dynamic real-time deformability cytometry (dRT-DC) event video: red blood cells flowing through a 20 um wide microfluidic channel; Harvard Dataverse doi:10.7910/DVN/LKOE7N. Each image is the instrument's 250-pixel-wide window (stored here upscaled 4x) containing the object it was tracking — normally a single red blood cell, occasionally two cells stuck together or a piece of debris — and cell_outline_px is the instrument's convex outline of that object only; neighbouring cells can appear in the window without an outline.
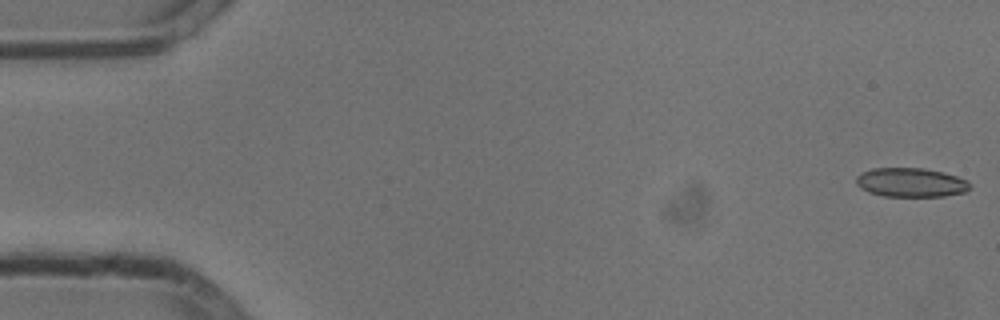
{"species": "common noctule bat (a hibernating species)", "species_latin": "Nyctalus noctula", "temperature_condition": "cold", "stored_images_in_passage": 54, "camera_frame_rate_fps": 3000, "um_per_image_px": 0.085, "animal": {"sex": "male", "body_mass_g": 13.3}, "frame": {"image": 1, "passage_image": 1, "time_ms": 0.0, "image_size_px": [1000, 320], "cell_outline_px": [[972, 188], [964, 192], [944, 196], [884, 196], [868, 192], [860, 188], [856, 184], [856, 176], [860, 172], [872, 168], [924, 168], [944, 172], [968, 180], [972, 184]], "centroid_in_image_um": [77.43, 15.5], "position_along_channel_um": 7.6, "area_um2": 19.54}}
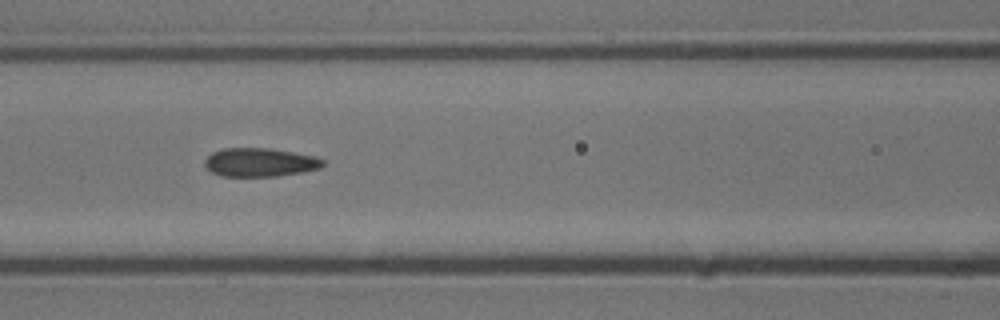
{"frame": {"image": 2, "passage_image": 23, "time_ms": 7.333, "image_size_px": [1000, 320], "cell_outline_px": [[324, 164], [320, 168], [300, 172], [276, 176], [220, 176], [212, 172], [204, 164], [204, 160], [212, 152], [224, 148], [268, 148], [316, 156], [324, 160]], "centroid_in_image_um": [22.08, 13.79], "position_along_channel_um": 144.5, "area_um2": 19.59}}
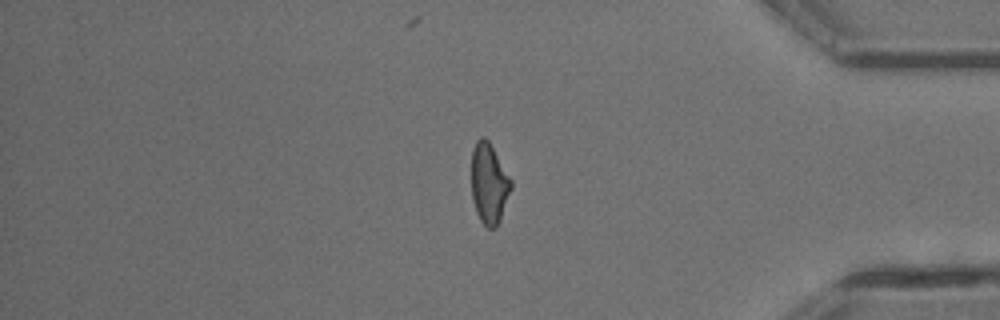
{"frame": {"image": 3, "passage_image": 45, "time_ms": 14.667, "image_size_px": [1000, 320], "cell_outline_px": [[512, 188], [500, 220], [496, 228], [488, 228], [480, 220], [476, 212], [472, 200], [472, 148], [476, 140], [480, 136], [484, 136], [488, 140], [512, 180]], "centroid_in_image_um": [41.57, 15.59], "position_along_channel_um": 393.6, "area_um2": 18.67}, "authors_computed_cell_mechanics": {"area_um2": 19.5364, "velocity_mm_per_s": 3.804, "shape_relaxation_time_tau1_ms": 6.8359, "shape_relaxation_time_tau2_ms": 2.2391, "deformation_change_tau1": 0.1274, "deformation_change_tau2": 0.0858}}